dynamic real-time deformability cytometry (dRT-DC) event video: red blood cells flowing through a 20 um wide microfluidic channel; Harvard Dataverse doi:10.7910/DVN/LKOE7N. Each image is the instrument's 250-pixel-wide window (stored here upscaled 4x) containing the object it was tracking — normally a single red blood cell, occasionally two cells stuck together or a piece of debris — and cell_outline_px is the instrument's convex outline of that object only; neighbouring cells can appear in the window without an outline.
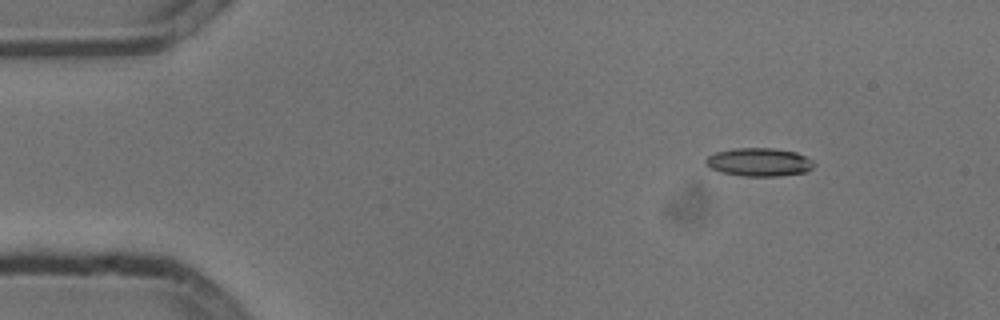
{"species": "common noctule bat (a hibernating species)", "species_latin": "Nyctalus noctula", "temperature_condition": "cold", "stored_images_in_passage": 6, "camera_frame_rate_fps": 3000, "um_per_image_px": 0.085, "animal": {"sex": "male", "body_mass_g": 13.3}, "frame": {"image": 1, "passage_image": 1, "time_ms": 0.0, "image_size_px": [1000, 320], "cell_outline_px": [[816, 164], [812, 168], [804, 172], [780, 176], [744, 176], [720, 172], [708, 168], [704, 164], [704, 160], [708, 156], [716, 152], [732, 148], [772, 148], [796, 152], [812, 160]], "centroid_in_image_um": [64.48, 13.78], "position_along_channel_um": 20.5, "area_um2": 17.98}}
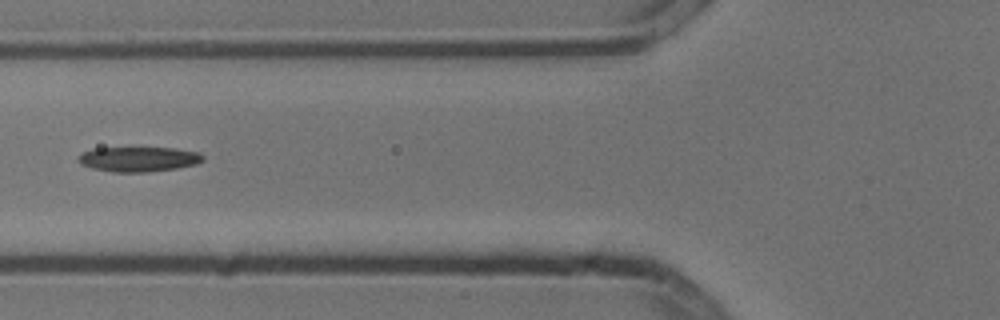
{"frame": {"image": 2, "passage_image": 5, "time_ms": 1.333, "image_size_px": [1000, 320], "cell_outline_px": [[204, 160], [196, 164], [176, 168], [148, 172], [112, 172], [92, 168], [80, 164], [76, 160], [76, 156], [92, 148], [176, 148], [200, 152], [204, 156]], "centroid_in_image_um": [11.76, 13.52], "position_along_channel_um": 114.0, "area_um2": 18.26}}
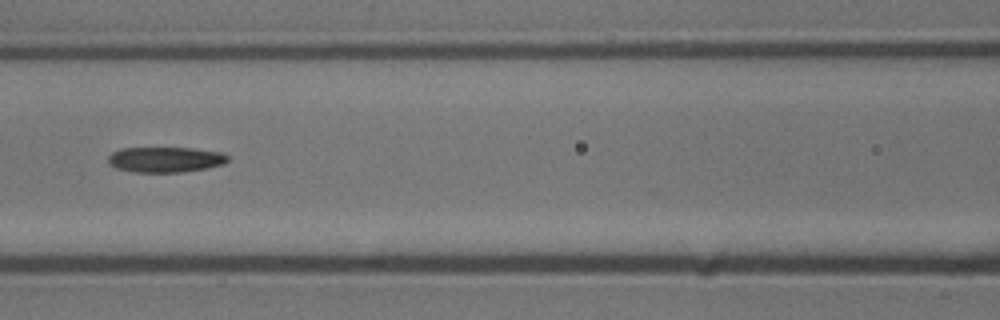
{"frame": {"image": 3, "passage_image": 6, "time_ms": 1.667, "image_size_px": [1000, 320], "cell_outline_px": [[228, 160], [224, 164], [208, 168], [180, 172], [136, 172], [116, 168], [108, 164], [108, 156], [112, 152], [120, 148], [192, 148], [224, 152], [228, 156]], "centroid_in_image_um": [14.06, 13.56], "position_along_channel_um": 152.5, "area_um2": 17.86}}